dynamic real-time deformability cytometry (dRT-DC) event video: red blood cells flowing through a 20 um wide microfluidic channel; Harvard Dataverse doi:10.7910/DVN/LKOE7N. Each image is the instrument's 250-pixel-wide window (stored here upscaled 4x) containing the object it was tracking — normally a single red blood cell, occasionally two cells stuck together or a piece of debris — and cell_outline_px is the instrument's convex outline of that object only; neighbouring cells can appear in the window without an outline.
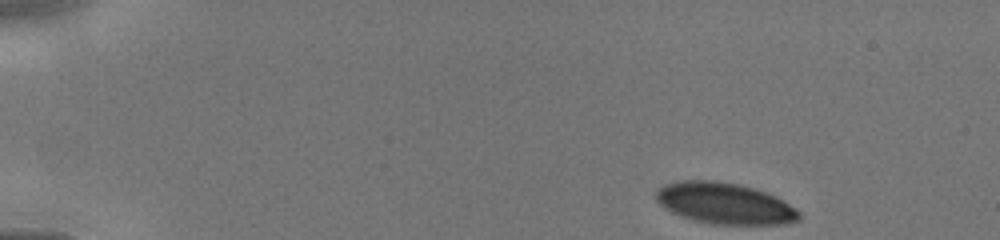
{"species": "human", "species_latin": "Homo sapiens", "temperature_condition": "cold", "stored_images_in_passage": 32, "camera_frame_rate_fps": 3000, "um_per_image_px": 0.085, "donor": {"sex": "male"}, "frame": {"image": 1, "passage_image": 1, "time_ms": 0.0, "image_size_px": [1000, 240], "cell_outline_px": [[800, 220], [788, 224], [712, 224], [692, 220], [680, 216], [664, 208], [656, 200], [656, 192], [664, 184], [680, 180], [712, 180], [740, 184], [756, 188], [776, 196], [796, 208], [800, 212]], "centroid_in_image_um": [61.61, 17.29], "position_along_channel_um": 23.4, "area_um2": 34.68}}
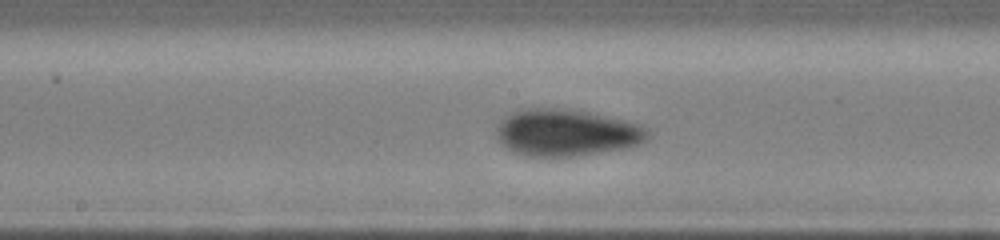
{"frame": {"image": 2, "passage_image": 16, "time_ms": 6.333, "image_size_px": [1000, 240], "cell_outline_px": [[652, 136], [648, 140], [640, 144], [624, 148], [600, 152], [572, 156], [524, 156], [512, 152], [500, 144], [496, 132], [496, 128], [500, 120], [504, 116], [520, 108], [560, 108], [588, 112], [624, 120], [640, 124], [648, 128]], "centroid_in_image_um": [48.13, 11.27], "position_along_channel_um": 200.1, "area_um2": 41.73}}
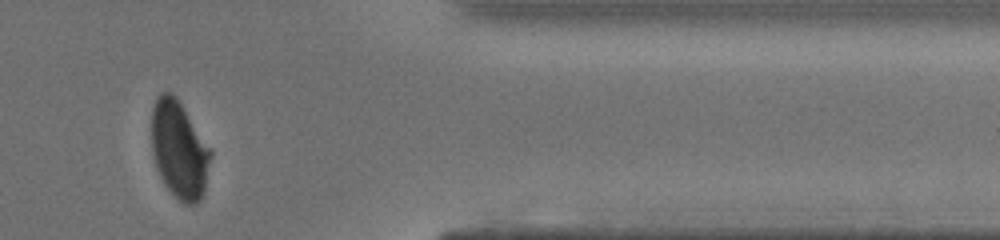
{"frame": {"image": 3, "passage_image": 27, "time_ms": 11.0, "image_size_px": [1000, 240], "cell_outline_px": [[212, 156], [204, 192], [200, 200], [196, 204], [184, 204], [176, 200], [164, 184], [156, 168], [152, 152], [152, 108], [156, 96], [160, 92], [172, 92], [176, 96], [212, 148]], "centroid_in_image_um": [15.25, 12.73], "position_along_channel_um": 396.2, "area_um2": 34.28}}